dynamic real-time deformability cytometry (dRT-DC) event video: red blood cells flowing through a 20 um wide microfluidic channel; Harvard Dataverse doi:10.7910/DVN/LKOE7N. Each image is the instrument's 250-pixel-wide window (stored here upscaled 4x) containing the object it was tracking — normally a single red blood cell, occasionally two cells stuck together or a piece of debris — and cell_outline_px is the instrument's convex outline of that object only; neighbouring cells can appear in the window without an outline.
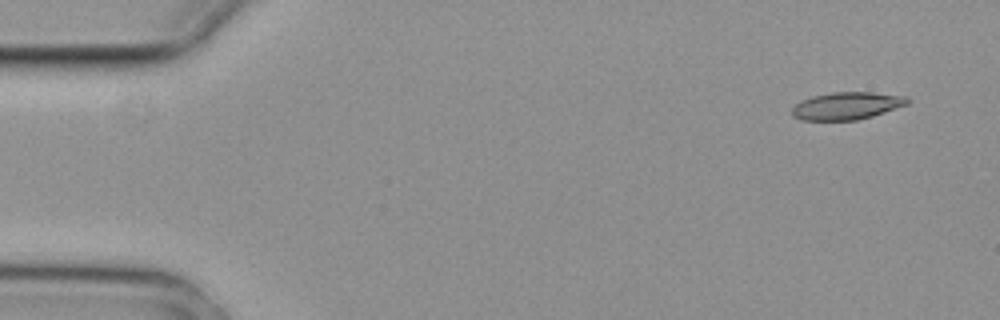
{"species": "common noctule bat (a hibernating species)", "species_latin": "Nyctalus noctula", "temperature_condition": "cold", "stored_images_in_passage": 4, "camera_frame_rate_fps": 3000, "um_per_image_px": 0.085, "animal": {"sex": "female", "body_mass_g": 29.2, "forearm_length_mm": 56.3}, "frame": {"image": 1, "passage_image": 1, "time_ms": 0.0, "image_size_px": [1000, 320], "cell_outline_px": [[908, 104], [872, 116], [856, 120], [800, 120], [792, 116], [792, 108], [800, 100], [812, 96], [832, 92], [872, 92], [908, 96]], "centroid_in_image_um": [71.95, 8.99], "position_along_channel_um": 13.0, "area_um2": 18.5}}
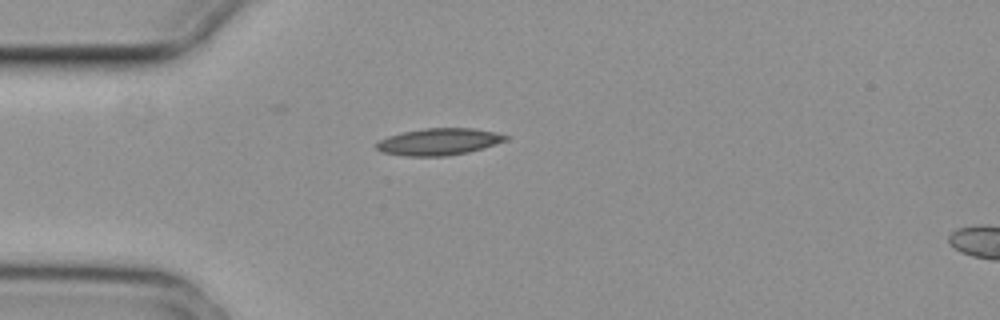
{"frame": {"image": 2, "passage_image": 4, "time_ms": 1.0, "image_size_px": [1000, 320], "cell_outline_px": [[508, 140], [468, 152], [444, 156], [404, 156], [380, 152], [376, 148], [376, 144], [380, 140], [388, 136], [400, 132], [424, 128], [472, 128], [496, 132], [508, 136]], "centroid_in_image_um": [37.27, 12.04], "position_along_channel_um": 47.7, "area_um2": 20.23}}